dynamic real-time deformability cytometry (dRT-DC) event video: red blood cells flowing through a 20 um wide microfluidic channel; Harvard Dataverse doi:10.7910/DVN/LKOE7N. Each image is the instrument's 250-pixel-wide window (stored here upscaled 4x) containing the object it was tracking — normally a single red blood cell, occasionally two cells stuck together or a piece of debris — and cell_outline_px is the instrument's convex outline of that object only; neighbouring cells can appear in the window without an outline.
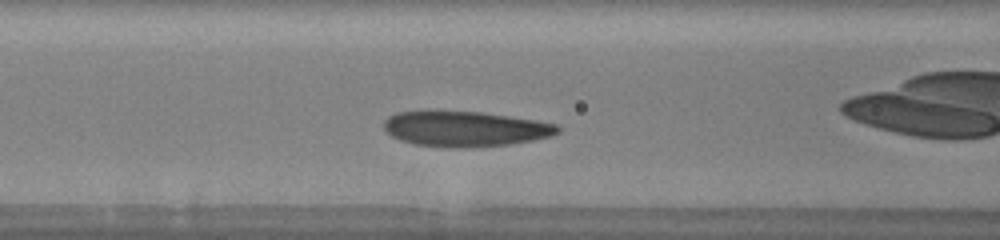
{"species": "human", "species_latin": "Homo sapiens", "temperature_condition": "warm", "stored_images_in_passage": 7, "camera_frame_rate_fps": 3000, "um_per_image_px": 0.085, "donor": {"sex": "male"}, "frame": {"image": 1, "passage_image": 4, "time_ms": 1.0, "image_size_px": [1000, 240], "cell_outline_px": [[560, 132], [552, 136], [532, 140], [508, 144], [464, 148], [452, 148], [416, 144], [400, 140], [392, 136], [384, 128], [384, 120], [388, 116], [396, 112], [424, 108], [436, 108], [480, 112], [536, 120], [556, 124], [560, 128]], "centroid_in_image_um": [39.45, 10.9], "position_along_channel_um": 127.1, "area_um2": 36.76}}